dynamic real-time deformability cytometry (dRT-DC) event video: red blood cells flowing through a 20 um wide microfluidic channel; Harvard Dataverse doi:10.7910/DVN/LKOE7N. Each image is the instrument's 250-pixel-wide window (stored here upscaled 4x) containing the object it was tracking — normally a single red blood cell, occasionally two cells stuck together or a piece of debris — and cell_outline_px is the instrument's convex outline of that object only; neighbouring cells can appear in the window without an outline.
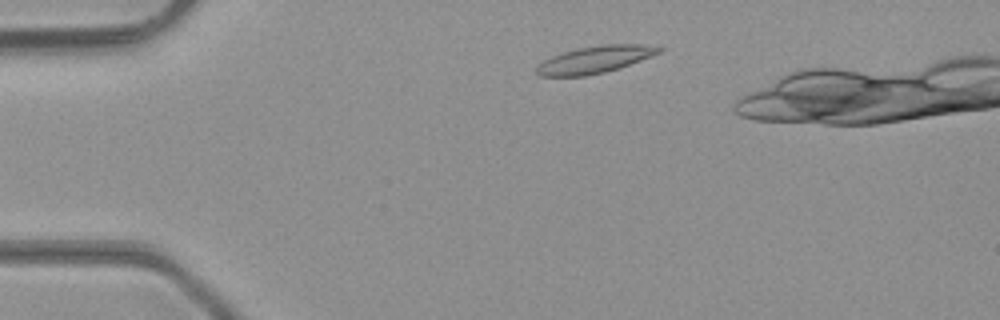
{"species": "common noctule bat (a hibernating species)", "species_latin": "Nyctalus noctula", "temperature_condition": "room temperature", "stored_images_in_passage": 34, "camera_frame_rate_fps": 3000, "um_per_image_px": 0.085, "animal": {"sex": "male", "body_mass_g": 23.1, "forearm_length_mm": 52.7}, "frame": {"image": 1, "passage_image": 5, "time_ms": 1.333, "image_size_px": [1000, 320], "cell_outline_px": [[664, 48], [660, 52], [620, 68], [604, 72], [584, 76], [536, 76], [536, 68], [544, 60], [552, 56], [576, 48], [604, 44], [644, 44]], "centroid_in_image_um": [50.55, 5.06], "position_along_channel_um": 34.4, "area_um2": 19.19}}
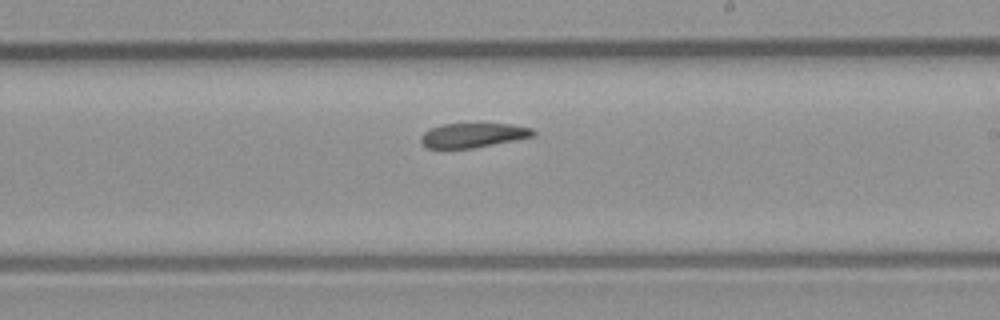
{"frame": {"image": 2, "passage_image": 23, "time_ms": 7.333, "image_size_px": [1000, 320], "cell_outline_px": [[536, 136], [472, 148], [428, 148], [420, 140], [420, 136], [424, 132], [432, 128], [444, 124], [512, 124], [532, 128], [536, 132]], "centroid_in_image_um": [40.25, 11.49], "position_along_channel_um": 248.8, "area_um2": 15.84}}
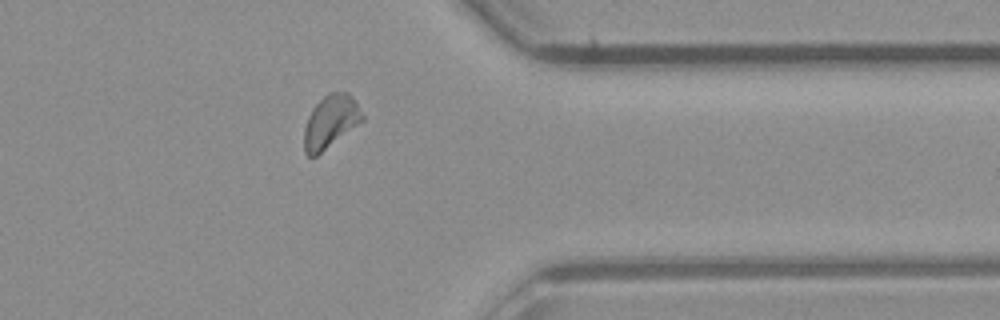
{"frame": {"image": 3, "passage_image": 33, "time_ms": 10.667, "image_size_px": [1000, 320], "cell_outline_px": [[364, 120], [316, 156], [308, 156], [304, 152], [304, 128], [308, 116], [312, 108], [328, 92], [348, 92], [356, 100], [364, 116]], "centroid_in_image_um": [28.1, 10.32], "position_along_channel_um": 383.3, "area_um2": 17.92}}